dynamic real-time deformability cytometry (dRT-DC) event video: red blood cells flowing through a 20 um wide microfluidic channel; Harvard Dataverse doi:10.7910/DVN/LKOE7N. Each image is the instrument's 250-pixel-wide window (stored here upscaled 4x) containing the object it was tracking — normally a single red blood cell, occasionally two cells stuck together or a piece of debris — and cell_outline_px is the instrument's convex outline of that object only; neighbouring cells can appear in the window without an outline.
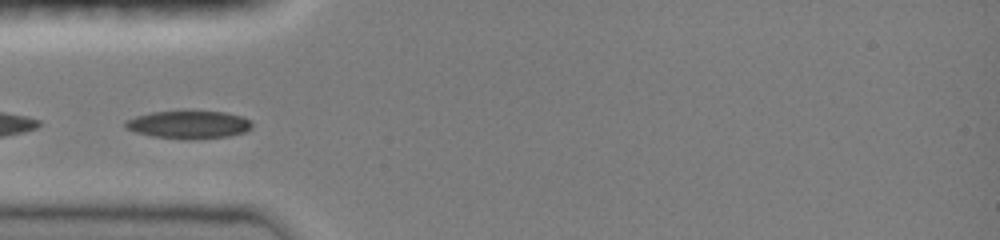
{"species": "common noctule bat (a hibernating species)", "species_latin": "Nyctalus noctula", "temperature_condition": "room temperature", "stored_images_in_passage": 3, "camera_frame_rate_fps": 3000, "um_per_image_px": 0.085, "animal": {"sex": "female", "body_mass_g": 19.0, "forearm_length_mm": 51.5}, "frame": {"image": 1, "passage_image": 1, "time_ms": 0.0, "image_size_px": [1000, 240], "cell_outline_px": [[252, 128], [244, 132], [228, 136], [152, 136], [136, 132], [124, 128], [124, 120], [136, 116], [152, 112], [188, 108], [224, 112], [240, 116], [248, 120], [252, 124]], "centroid_in_image_um": [15.99, 10.49], "position_along_channel_um": 69.0, "area_um2": 20.29}}